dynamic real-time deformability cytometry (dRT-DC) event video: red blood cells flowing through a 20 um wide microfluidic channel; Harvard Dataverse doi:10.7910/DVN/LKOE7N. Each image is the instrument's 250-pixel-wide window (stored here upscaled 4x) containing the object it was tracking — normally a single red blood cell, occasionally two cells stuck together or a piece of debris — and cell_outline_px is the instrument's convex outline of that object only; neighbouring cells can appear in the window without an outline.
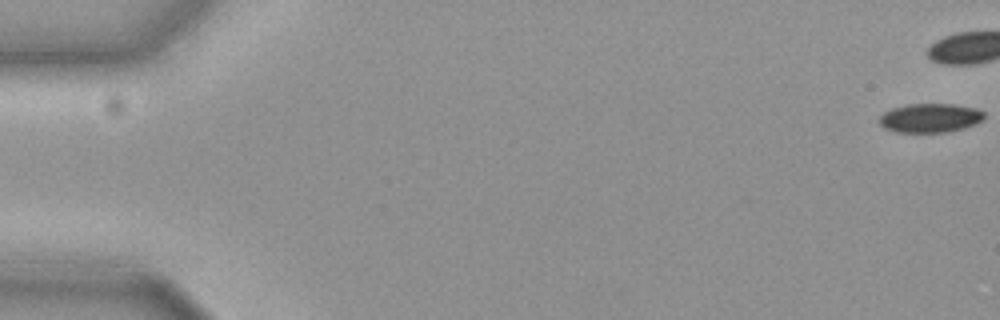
{"species": "common noctule bat (a hibernating species)", "species_latin": "Nyctalus noctula", "temperature_condition": "cold", "stored_images_in_passage": 46, "camera_frame_rate_fps": 3000, "um_per_image_px": 0.085, "animal": {"sex": "female", "body_mass_g": 19.3, "forearm_length_mm": 54.1}, "frame": {"image": 1, "passage_image": 1, "time_ms": 0.0, "image_size_px": [1000, 320], "cell_outline_px": [[984, 116], [976, 124], [964, 128], [948, 132], [896, 132], [884, 128], [880, 124], [880, 116], [884, 112], [892, 108], [912, 104], [948, 104], [972, 108], [984, 112]], "centroid_in_image_um": [79.03, 10.04], "position_along_channel_um": 6.0, "area_um2": 17.46}}